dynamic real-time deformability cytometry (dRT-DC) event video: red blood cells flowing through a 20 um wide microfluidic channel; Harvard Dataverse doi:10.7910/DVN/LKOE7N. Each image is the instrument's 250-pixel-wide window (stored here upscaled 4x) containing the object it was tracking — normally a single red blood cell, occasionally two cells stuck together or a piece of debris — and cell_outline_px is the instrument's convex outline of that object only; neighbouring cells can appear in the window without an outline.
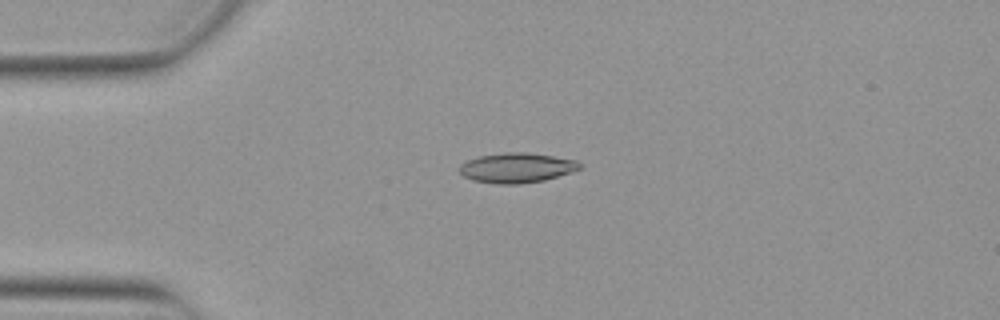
{"species": "Egyptian fruit bat (a non-hibernating species)", "species_latin": "Rousettus aegyptiacus", "temperature_condition": "warm", "stored_images_in_passage": 43, "camera_frame_rate_fps": 3000, "um_per_image_px": 0.085, "animal": {"sex": "female"}, "frame": {"image": 1, "passage_image": 3, "time_ms": 0.667, "image_size_px": [1000, 320], "cell_outline_px": [[580, 168], [544, 180], [520, 184], [496, 184], [472, 180], [464, 176], [460, 172], [460, 164], [468, 160], [480, 156], [508, 152], [524, 152], [552, 156], [576, 160], [580, 164]], "centroid_in_image_um": [43.87, 14.27], "position_along_channel_um": 41.1, "area_um2": 20.58}}
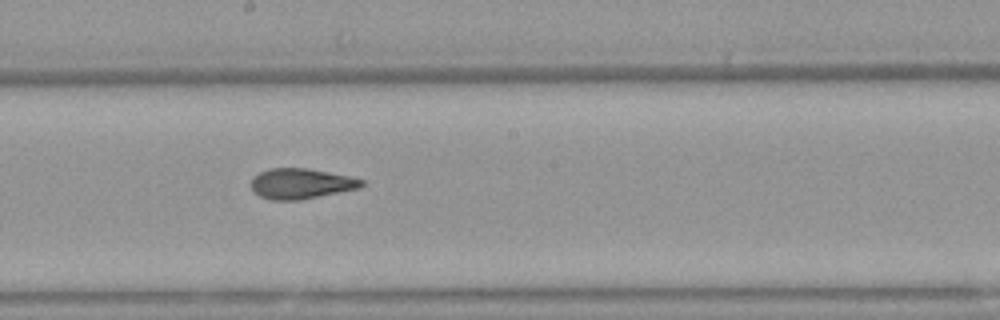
{"frame": {"image": 2, "passage_image": 19, "time_ms": 6.0, "image_size_px": [1000, 320], "cell_outline_px": [[364, 184], [360, 188], [300, 200], [272, 200], [260, 196], [252, 192], [252, 176], [268, 168], [308, 168], [348, 176], [364, 180]], "centroid_in_image_um": [25.56, 15.61], "position_along_channel_um": 222.6, "area_um2": 19.59}}
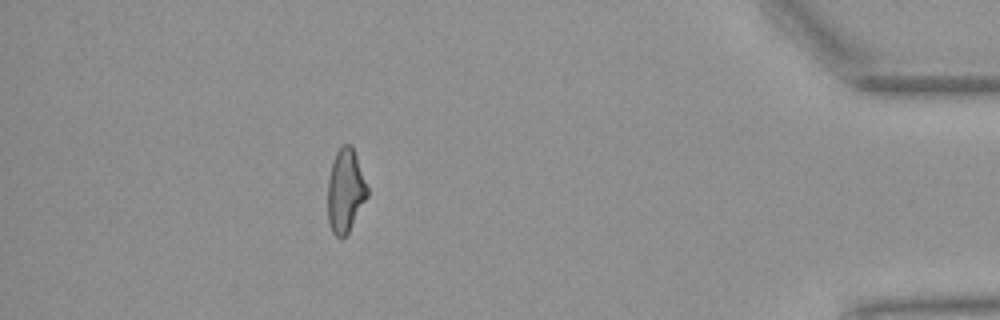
{"frame": {"image": 3, "passage_image": 37, "time_ms": 12.0, "image_size_px": [1000, 320], "cell_outline_px": [[368, 196], [348, 232], [344, 236], [336, 236], [332, 232], [328, 224], [328, 180], [332, 160], [336, 152], [344, 144], [352, 144], [368, 188]], "centroid_in_image_um": [29.35, 16.19], "position_along_channel_um": 405.8, "area_um2": 19.19}, "authors_computed_cell_mechanics": {"area_um2": 19.7676, "velocity_mm_per_s": 3.8994, "shape_relaxation_time_tau1_ms": null, "shape_relaxation_time_tau2_ms": 2.0194, "deformation_change_tau1": null, "deformation_change_tau2": 0.0834}}